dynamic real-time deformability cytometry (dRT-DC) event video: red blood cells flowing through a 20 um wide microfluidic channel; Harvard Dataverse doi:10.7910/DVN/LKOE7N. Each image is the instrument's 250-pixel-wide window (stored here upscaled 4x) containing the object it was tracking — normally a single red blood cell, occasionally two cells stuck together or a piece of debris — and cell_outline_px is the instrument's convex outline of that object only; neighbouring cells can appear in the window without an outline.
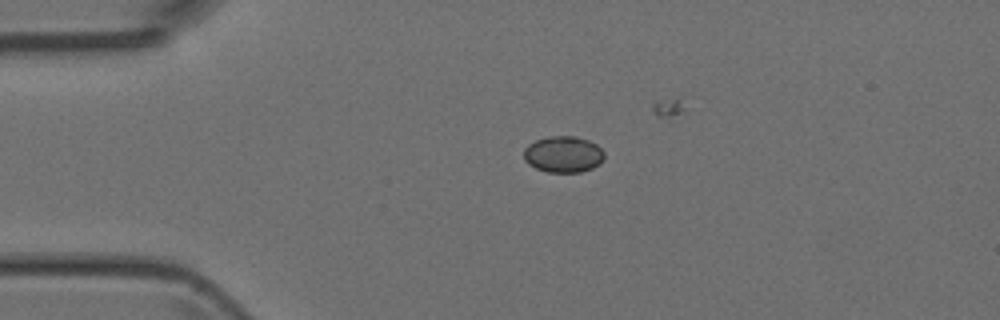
{"species": "Egyptian fruit bat (a non-hibernating species)", "species_latin": "Rousettus aegyptiacus", "temperature_condition": "room temperature", "stored_images_in_passage": 9, "camera_frame_rate_fps": 3000, "um_per_image_px": 0.085, "animal": {"sex": "female"}, "frame": {"image": 1, "passage_image": 2, "time_ms": 2.0, "image_size_px": [1000, 320], "cell_outline_px": [[604, 160], [600, 164], [592, 168], [580, 172], [548, 172], [536, 168], [528, 164], [524, 160], [524, 148], [528, 144], [536, 140], [548, 136], [572, 136], [588, 140], [596, 144], [604, 152]], "centroid_in_image_um": [47.88, 13.12], "position_along_channel_um": 37.1, "area_um2": 17.11}}
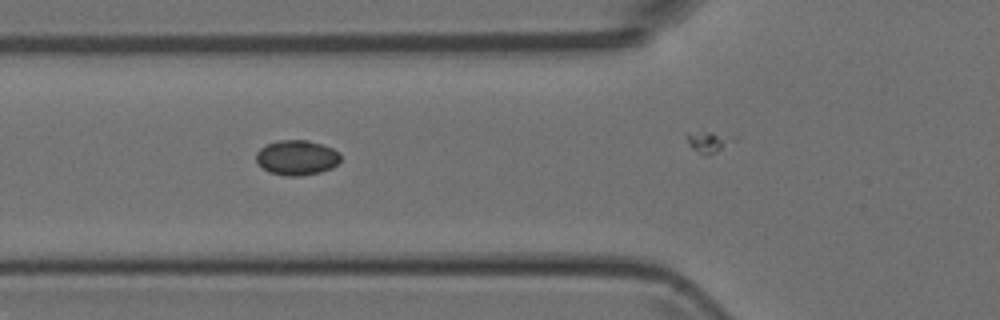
{"frame": {"image": 2, "passage_image": 4, "time_ms": 4.333, "image_size_px": [1000, 320], "cell_outline_px": [[340, 160], [332, 168], [320, 172], [300, 176], [284, 176], [268, 172], [256, 160], [256, 152], [260, 148], [276, 140], [308, 140], [332, 148], [340, 152]], "centroid_in_image_um": [25.22, 13.4], "position_along_channel_um": 100.6, "area_um2": 17.22}}